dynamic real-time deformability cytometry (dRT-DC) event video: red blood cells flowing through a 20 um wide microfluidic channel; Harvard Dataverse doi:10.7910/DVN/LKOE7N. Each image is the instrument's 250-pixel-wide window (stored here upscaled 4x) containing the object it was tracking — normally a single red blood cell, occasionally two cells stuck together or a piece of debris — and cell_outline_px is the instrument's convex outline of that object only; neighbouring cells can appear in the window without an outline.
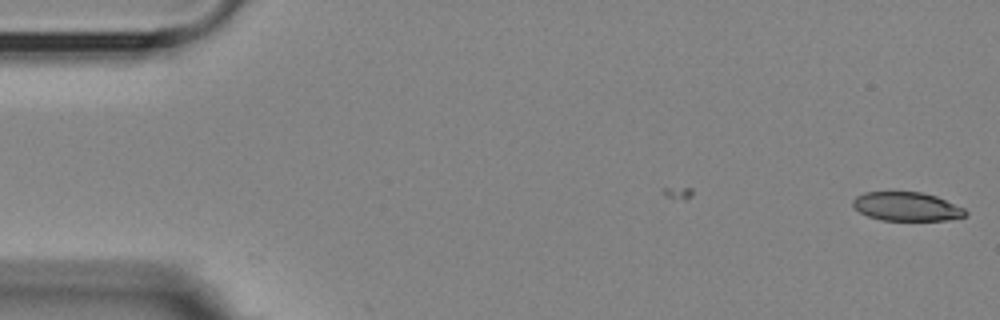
{"species": "Egyptian fruit bat (a non-hibernating species)", "species_latin": "Rousettus aegyptiacus", "temperature_condition": "room temperature", "stored_images_in_passage": 10, "camera_frame_rate_fps": 3000, "um_per_image_px": 0.085, "animal": {"sex": "female"}, "frame": {"image": 1, "passage_image": 10, "time_ms": 3.0, "image_size_px": [1000, 320], "cell_outline_px": [[968, 216], [948, 220], [880, 220], [868, 216], [860, 212], [852, 204], [852, 200], [856, 196], [864, 192], [892, 188], [920, 192], [936, 196], [964, 208], [968, 212]], "centroid_in_image_um": [77.03, 17.5], "position_along_channel_um": 8.0, "area_um2": 19.71}}